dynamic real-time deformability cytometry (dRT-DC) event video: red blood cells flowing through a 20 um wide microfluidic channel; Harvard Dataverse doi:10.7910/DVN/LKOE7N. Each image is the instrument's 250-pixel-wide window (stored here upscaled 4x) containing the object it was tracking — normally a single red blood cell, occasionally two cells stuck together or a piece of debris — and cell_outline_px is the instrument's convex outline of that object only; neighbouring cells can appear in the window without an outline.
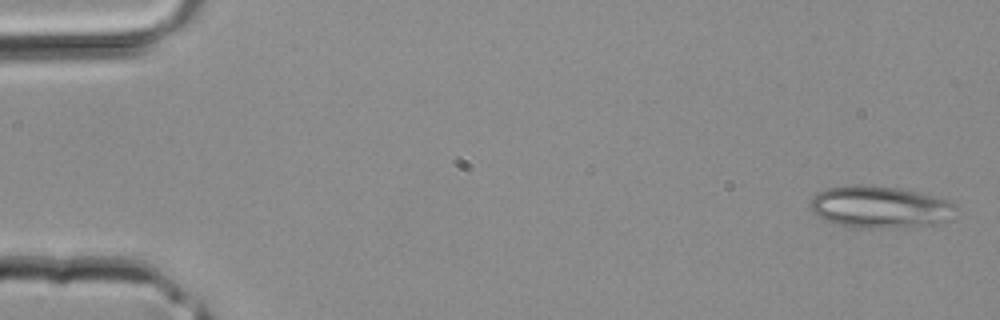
{"species": "common noctule bat (a hibernating species)", "species_latin": "Nyctalus noctula", "temperature_condition": "room temperature", "stored_images_in_passage": 40, "camera_frame_rate_fps": 3000, "um_per_image_px": 0.085, "animal": {"sex": "male", "body_mass_g": 20.4}, "frame": {"image": 1, "passage_image": 1, "time_ms": 0.0, "image_size_px": [1000, 320], "cell_outline_px": [[956, 204], [948, 220], [936, 224], [872, 228], [836, 224], [824, 220], [816, 216], [812, 212], [808, 204], [820, 192], [828, 188], [856, 184], [860, 184], [896, 188], [916, 192], [948, 200]], "centroid_in_image_um": [74.74, 17.59], "position_along_channel_um": 10.3, "area_um2": 34.91}}
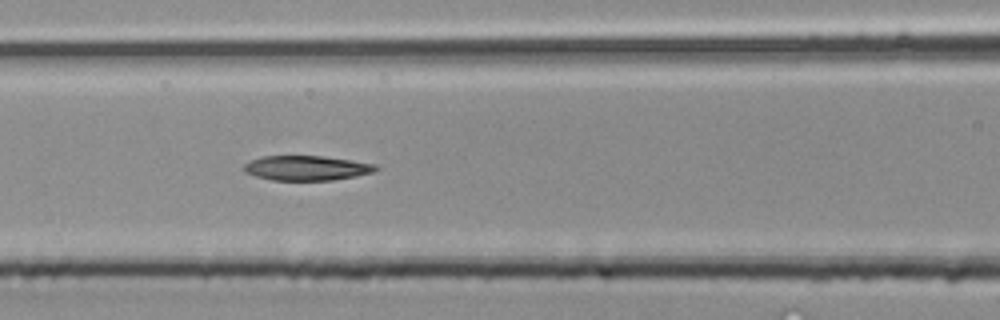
{"frame": {"image": 2, "passage_image": 17, "time_ms": 5.333, "image_size_px": [1000, 320], "cell_outline_px": [[380, 168], [372, 172], [356, 176], [332, 180], [272, 180], [256, 176], [248, 172], [244, 168], [244, 164], [252, 160], [264, 156], [324, 156], [376, 164]], "centroid_in_image_um": [26.11, 14.28], "position_along_channel_um": 140.5, "area_um2": 18.79}}
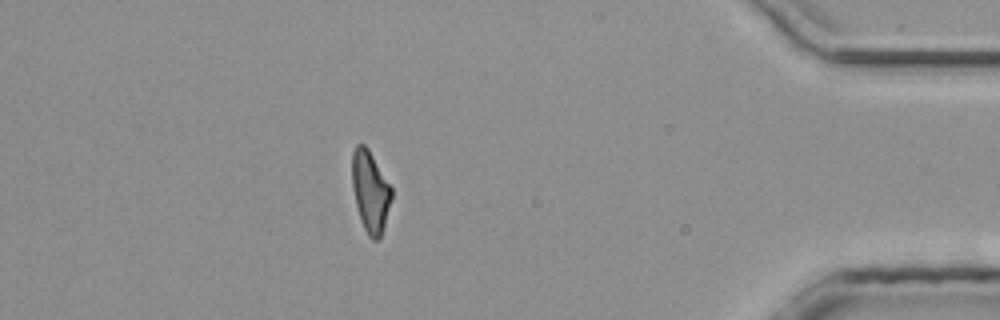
{"frame": {"image": 3, "passage_image": 35, "time_ms": 11.333, "image_size_px": [1000, 320], "cell_outline_px": [[392, 196], [380, 240], [372, 240], [368, 236], [364, 228], [356, 204], [352, 188], [352, 152], [356, 144], [364, 144], [368, 148], [392, 188]], "centroid_in_image_um": [31.47, 16.27], "position_along_channel_um": 403.7, "area_um2": 18.55}}